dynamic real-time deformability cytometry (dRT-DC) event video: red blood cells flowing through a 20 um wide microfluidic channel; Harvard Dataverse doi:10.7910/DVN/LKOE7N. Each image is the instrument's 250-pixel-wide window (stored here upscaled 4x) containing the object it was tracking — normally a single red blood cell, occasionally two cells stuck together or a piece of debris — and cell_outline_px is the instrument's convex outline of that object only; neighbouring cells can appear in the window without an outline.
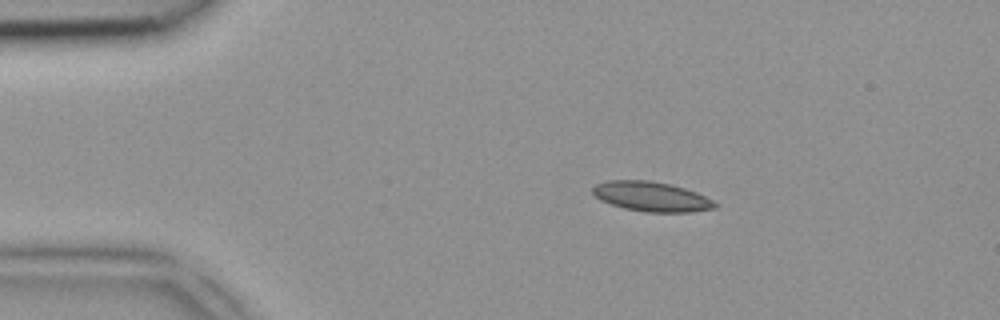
{"species": "common noctule bat (a hibernating species)", "species_latin": "Nyctalus noctula", "temperature_condition": "room temperature", "stored_images_in_passage": 4, "camera_frame_rate_fps": 3000, "um_per_image_px": 0.085, "animal": {"sex": "female", "body_mass_g": 18.4}, "frame": {"image": 1, "passage_image": 2, "time_ms": 0.333, "image_size_px": [1000, 320], "cell_outline_px": [[716, 208], [692, 212], [648, 212], [624, 208], [600, 200], [592, 192], [592, 188], [596, 184], [604, 180], [648, 180], [668, 184], [684, 188], [696, 192], [712, 200], [716, 204]], "centroid_in_image_um": [55.34, 16.7], "position_along_channel_um": 29.7, "area_um2": 21.04}}
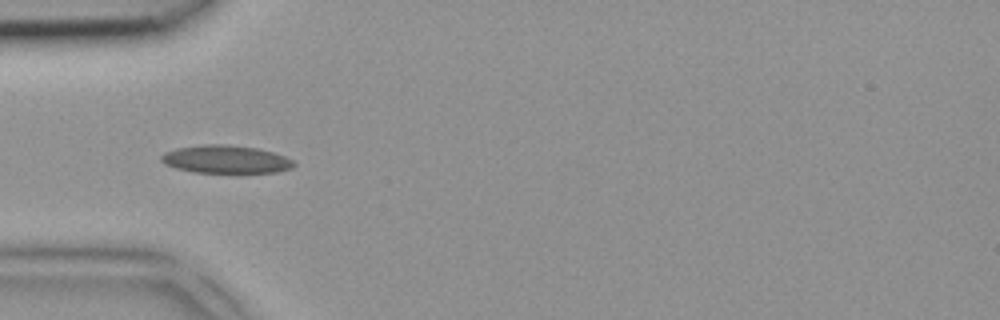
{"frame": {"image": 2, "passage_image": 4, "time_ms": 1.0, "image_size_px": [1000, 320], "cell_outline_px": [[296, 164], [292, 168], [276, 172], [236, 176], [192, 172], [176, 168], [164, 164], [160, 160], [160, 156], [164, 152], [176, 148], [204, 144], [224, 144], [256, 148], [272, 152], [284, 156], [292, 160]], "centroid_in_image_um": [19.19, 13.6], "position_along_channel_um": 65.8, "area_um2": 22.72}}